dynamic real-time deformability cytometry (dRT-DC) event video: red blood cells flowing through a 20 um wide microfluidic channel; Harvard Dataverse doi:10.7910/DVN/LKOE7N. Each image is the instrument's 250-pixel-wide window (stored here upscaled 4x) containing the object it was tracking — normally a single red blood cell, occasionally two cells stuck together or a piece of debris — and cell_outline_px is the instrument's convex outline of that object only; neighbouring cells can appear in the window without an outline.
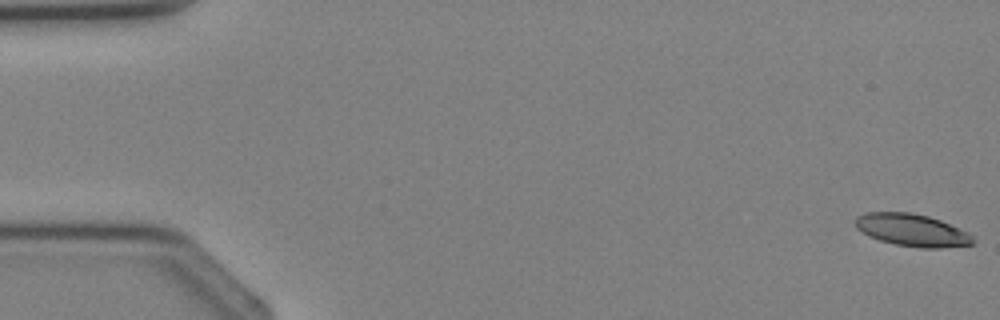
{"species": "Egyptian fruit bat (a non-hibernating species)", "species_latin": "Rousettus aegyptiacus", "temperature_condition": "cold", "stored_images_in_passage": 4, "camera_frame_rate_fps": 3000, "um_per_image_px": 0.085, "animal": {"sex": "female"}, "frame": {"image": 1, "passage_image": 1, "time_ms": 0.0, "image_size_px": [1000, 320], "cell_outline_px": [[976, 240], [972, 244], [940, 248], [920, 248], [896, 244], [880, 240], [868, 236], [856, 228], [856, 216], [864, 212], [908, 212], [928, 216], [940, 220], [968, 232]], "centroid_in_image_um": [77.51, 19.56], "position_along_channel_um": 7.5, "area_um2": 22.14}}
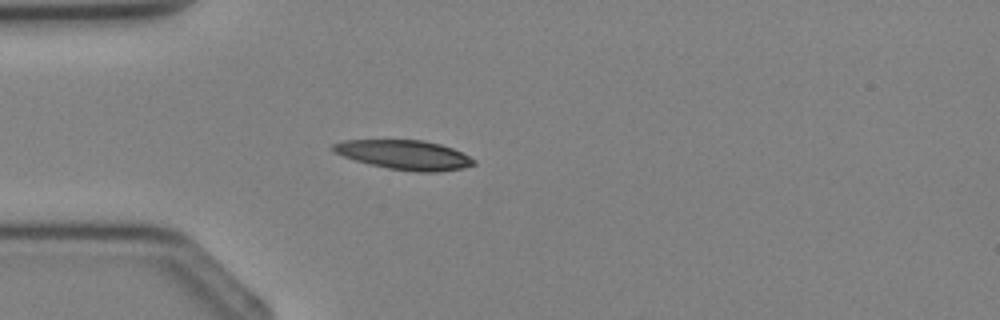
{"frame": {"image": 2, "passage_image": 4, "time_ms": 3.333, "image_size_px": [1000, 320], "cell_outline_px": [[476, 164], [464, 168], [436, 172], [416, 172], [388, 168], [356, 160], [332, 152], [332, 144], [344, 140], [424, 140], [440, 144], [452, 148], [476, 160]], "centroid_in_image_um": [34.39, 13.16], "position_along_channel_um": 50.6, "area_um2": 23.99}}